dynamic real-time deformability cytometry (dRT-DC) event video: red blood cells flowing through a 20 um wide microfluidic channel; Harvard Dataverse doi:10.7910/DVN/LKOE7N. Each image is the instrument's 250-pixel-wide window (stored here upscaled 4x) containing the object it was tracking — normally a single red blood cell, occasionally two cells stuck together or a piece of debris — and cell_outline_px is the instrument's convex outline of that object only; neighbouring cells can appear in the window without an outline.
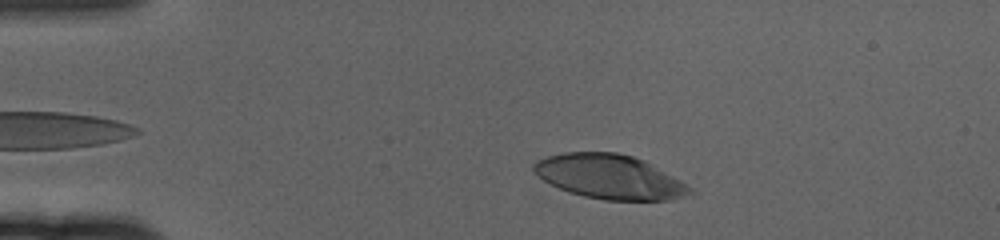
{"species": "human", "species_latin": "Homo sapiens", "temperature_condition": "cold", "stored_images_in_passage": 46, "camera_frame_rate_fps": 3000, "um_per_image_px": 0.085, "donor": {"sex": "female"}, "frame": {"image": 1, "passage_image": 6, "time_ms": 1.667, "image_size_px": [1000, 240], "cell_outline_px": [[696, 192], [672, 200], [604, 200], [584, 196], [568, 192], [544, 180], [532, 168], [532, 164], [536, 160], [548, 156], [564, 152], [616, 152], [632, 156], [644, 160], [680, 180], [692, 188]], "centroid_in_image_um": [51.83, 15.02], "position_along_channel_um": 33.2, "area_um2": 40.17}}
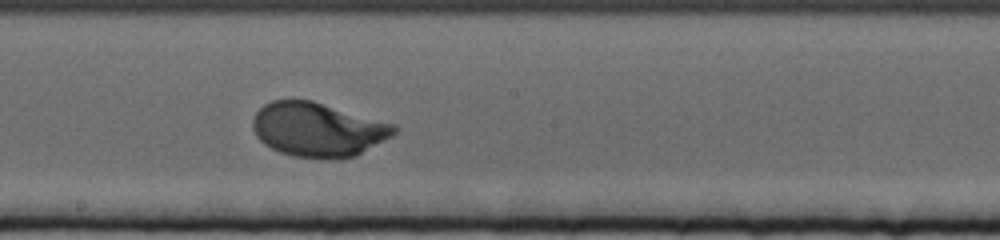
{"frame": {"image": 2, "passage_image": 28, "time_ms": 9.0, "image_size_px": [1000, 240], "cell_outline_px": [[396, 132], [392, 136], [356, 156], [336, 160], [328, 160], [292, 156], [280, 152], [264, 144], [256, 136], [252, 128], [252, 120], [256, 112], [264, 104], [272, 100], [312, 100], [396, 124]], "centroid_in_image_um": [27.02, 11.03], "position_along_channel_um": 221.2, "area_um2": 45.03}}
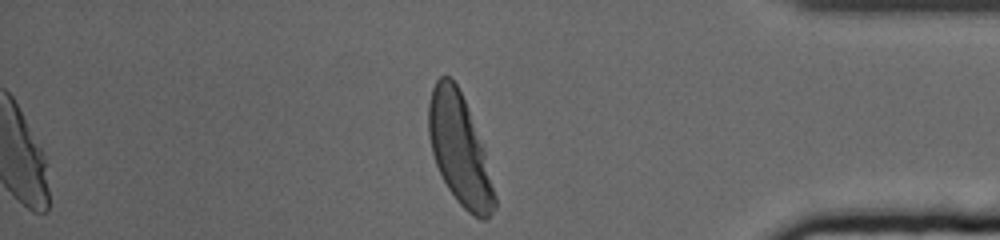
{"frame": {"image": 3, "passage_image": 46, "time_ms": 15.0, "image_size_px": [1000, 240], "cell_outline_px": [[496, 208], [484, 220], [480, 220], [468, 212], [456, 200], [448, 188], [436, 164], [432, 152], [428, 136], [428, 104], [432, 88], [436, 80], [440, 76], [448, 76], [456, 84], [464, 100], [484, 148], [496, 196]], "centroid_in_image_um": [39.06, 12.74], "position_along_channel_um": 396.1, "area_um2": 42.08}, "authors_computed_cell_mechanics": {"area_um2": 43.2055, "velocity_mm_per_s": 3.3246, "shape_relaxation_time_tau1_ms": 2.6396, "shape_relaxation_time_tau2_ms": null, "deformation_change_tau1": 0.1871, "deformation_change_tau2": null}}